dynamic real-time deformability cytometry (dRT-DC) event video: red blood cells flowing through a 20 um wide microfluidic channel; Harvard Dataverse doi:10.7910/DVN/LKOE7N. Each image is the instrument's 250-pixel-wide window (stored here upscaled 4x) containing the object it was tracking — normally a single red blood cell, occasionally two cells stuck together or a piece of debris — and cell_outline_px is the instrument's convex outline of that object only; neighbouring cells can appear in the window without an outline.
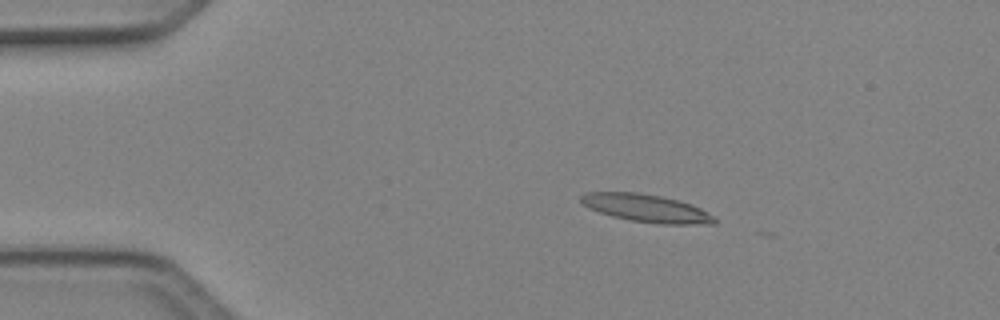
{"species": "Egyptian fruit bat (a non-hibernating species)", "species_latin": "Rousettus aegyptiacus", "temperature_condition": "cold", "stored_images_in_passage": 4, "camera_frame_rate_fps": 3000, "um_per_image_px": 0.085, "animal": {"sex": "female"}, "frame": {"image": 1, "passage_image": 3, "time_ms": 0.667, "image_size_px": [1000, 320], "cell_outline_px": [[716, 224], [660, 224], [632, 220], [612, 216], [588, 208], [580, 200], [580, 196], [584, 192], [636, 192], [660, 196], [680, 200], [692, 204], [700, 208], [712, 216], [716, 220]], "centroid_in_image_um": [54.93, 17.69], "position_along_channel_um": 30.1, "area_um2": 21.5}}